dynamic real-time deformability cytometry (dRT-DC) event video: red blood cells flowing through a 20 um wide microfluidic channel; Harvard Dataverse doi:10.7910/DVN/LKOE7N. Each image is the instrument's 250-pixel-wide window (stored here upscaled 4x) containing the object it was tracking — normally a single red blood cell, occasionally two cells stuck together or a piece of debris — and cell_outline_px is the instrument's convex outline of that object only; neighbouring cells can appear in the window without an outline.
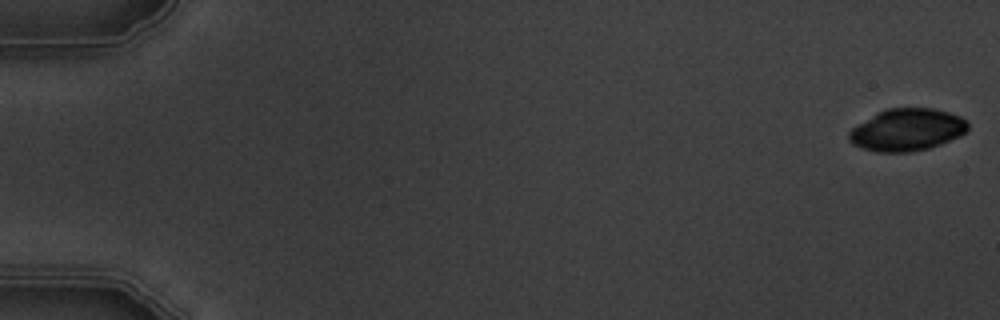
{"species": "common noctule bat (a hibernating species)", "species_latin": "Nyctalus noctula", "temperature_condition": "warm", "stored_images_in_passage": 6, "camera_frame_rate_fps": 3000, "um_per_image_px": 0.085, "animal": {"sex": "male", "body_mass_g": 19.5, "forearm_length_mm": 54.6}, "frame": {"image": 1, "passage_image": 1, "time_ms": 0.0, "image_size_px": [1000, 320], "cell_outline_px": [[968, 128], [960, 136], [940, 144], [928, 148], [908, 152], [876, 152], [860, 148], [852, 144], [848, 140], [848, 132], [852, 128], [876, 112], [884, 108], [932, 108], [948, 112], [960, 116], [968, 120]], "centroid_in_image_um": [77.06, 11.03], "position_along_channel_um": 7.9, "area_um2": 29.42}}